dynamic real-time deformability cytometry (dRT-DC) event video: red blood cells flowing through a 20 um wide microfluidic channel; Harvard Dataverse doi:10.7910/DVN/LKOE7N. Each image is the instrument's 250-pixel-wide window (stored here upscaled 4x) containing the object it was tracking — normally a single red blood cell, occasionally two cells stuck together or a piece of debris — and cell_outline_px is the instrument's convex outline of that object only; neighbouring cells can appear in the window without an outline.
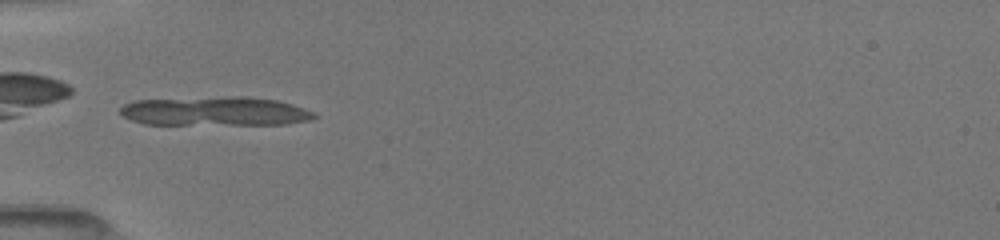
{"species": "common noctule bat (a hibernating species)", "species_latin": "Nyctalus noctula", "temperature_condition": "room temperature", "stored_images_in_passage": 31, "segment_of_instrument_passage": [1, 2], "camera_frame_rate_fps": 3000, "um_per_image_px": 0.085, "animal": {"sex": "female", "body_mass_g": 19.5, "forearm_length_mm": 54.1}, "frame": {"image": 1, "passage_image": 1, "time_ms": 0.0, "image_size_px": [1000, 240], "cell_outline_px": [[316, 116], [312, 120], [288, 124], [144, 124], [132, 120], [124, 116], [120, 112], [120, 108], [124, 104], [136, 100], [228, 96], [244, 96], [276, 100], [292, 104], [316, 112]], "centroid_in_image_um": [18.32, 9.45], "position_along_channel_um": 66.7, "area_um2": 32.95}}